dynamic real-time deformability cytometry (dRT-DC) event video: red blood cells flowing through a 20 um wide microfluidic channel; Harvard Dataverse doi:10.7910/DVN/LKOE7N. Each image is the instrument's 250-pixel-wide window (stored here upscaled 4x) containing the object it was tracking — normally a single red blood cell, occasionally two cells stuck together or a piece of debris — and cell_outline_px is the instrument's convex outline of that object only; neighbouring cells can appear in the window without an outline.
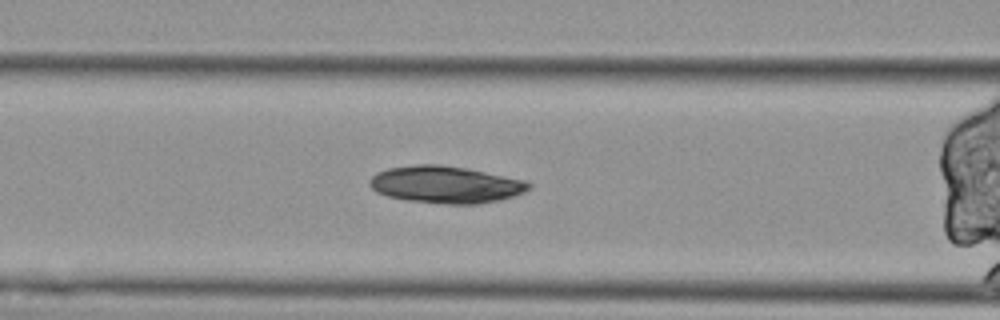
{"species": "Egyptian fruit bat (a non-hibernating species)", "species_latin": "Rousettus aegyptiacus", "temperature_condition": "cold", "stored_images_in_passage": 38, "camera_frame_rate_fps": 3000, "um_per_image_px": 0.085, "animal": {"sex": "female"}, "frame": {"image": 1, "passage_image": 14, "time_ms": 4.333, "image_size_px": [1000, 320], "cell_outline_px": [[532, 188], [524, 192], [500, 200], [480, 204], [444, 204], [408, 200], [388, 196], [376, 192], [368, 184], [368, 180], [376, 172], [388, 168], [416, 164], [440, 164], [468, 168], [524, 180], [532, 184]], "centroid_in_image_um": [37.87, 15.68], "position_along_channel_um": 128.7, "area_um2": 34.62}}
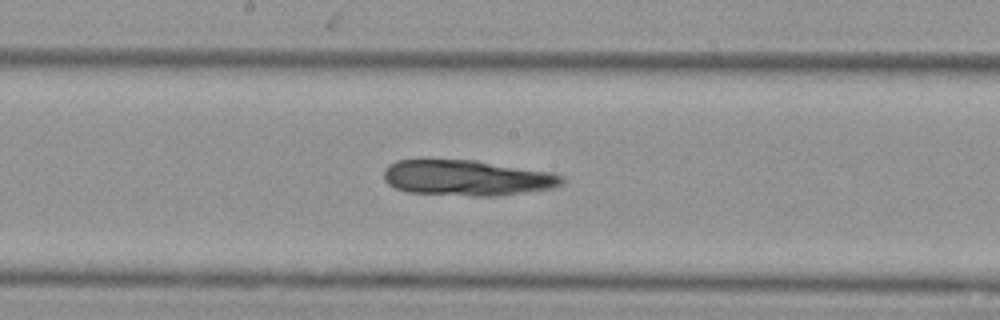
{"frame": {"image": 2, "passage_image": 21, "time_ms": 6.667, "image_size_px": [1000, 320], "cell_outline_px": [[564, 180], [560, 184], [552, 188], [496, 196], [472, 196], [408, 192], [396, 188], [388, 184], [384, 180], [384, 168], [388, 164], [396, 160], [428, 156], [476, 160], [552, 172], [564, 176]], "centroid_in_image_um": [39.59, 15.06], "position_along_channel_um": 208.6, "area_um2": 38.15}}
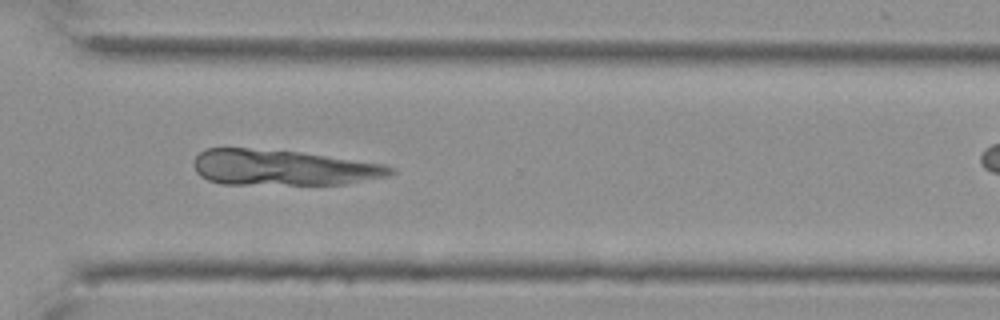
{"frame": {"image": 3, "passage_image": 33, "time_ms": 10.667, "image_size_px": [1000, 320], "cell_outline_px": [[396, 172], [388, 176], [348, 184], [220, 184], [208, 180], [200, 176], [196, 172], [192, 164], [196, 156], [200, 152], [208, 148], [248, 148], [300, 152], [384, 164], [396, 168]], "centroid_in_image_um": [24.05, 14.25], "position_along_channel_um": 346.5, "area_um2": 41.04}}